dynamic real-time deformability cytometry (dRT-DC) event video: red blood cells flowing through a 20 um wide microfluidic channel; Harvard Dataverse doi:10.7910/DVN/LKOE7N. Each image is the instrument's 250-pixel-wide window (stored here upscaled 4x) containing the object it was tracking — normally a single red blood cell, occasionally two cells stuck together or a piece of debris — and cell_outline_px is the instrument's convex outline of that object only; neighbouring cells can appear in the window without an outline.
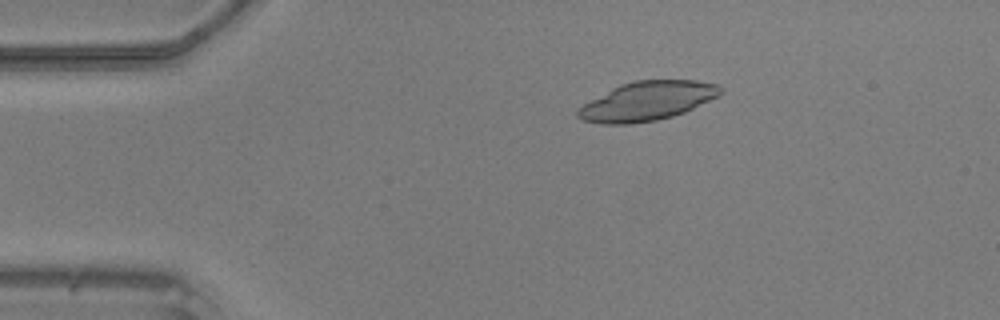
{"species": "common noctule bat (a hibernating species)", "species_latin": "Nyctalus noctula", "temperature_condition": "warm", "stored_images_in_passage": 49, "camera_frame_rate_fps": 3000, "um_per_image_px": 0.085, "animal": {"sex": "male", "body_mass_g": 20.5, "forearm_length_mm": 52.5}, "frame": {"image": 1, "passage_image": 9, "time_ms": 2.667, "image_size_px": [1000, 320], "cell_outline_px": [[724, 92], [720, 96], [684, 112], [672, 116], [656, 120], [628, 124], [600, 124], [580, 120], [576, 116], [576, 108], [612, 88], [620, 84], [636, 80], [696, 80], [716, 84], [724, 88]], "centroid_in_image_um": [55.0, 8.59], "position_along_channel_um": 30.0, "area_um2": 32.66}}
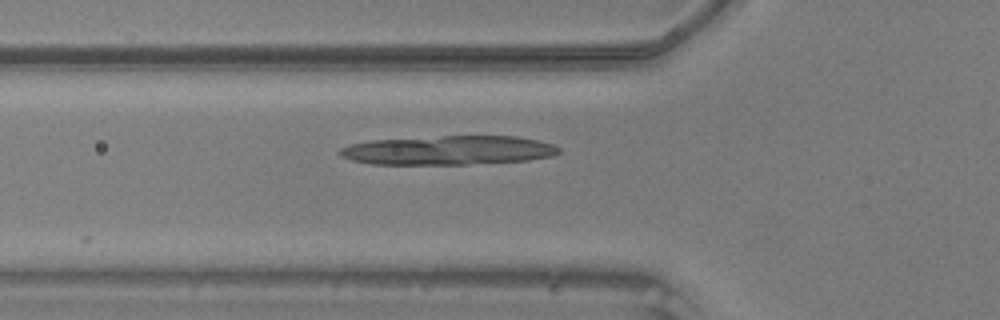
{"frame": {"image": 2, "passage_image": 17, "time_ms": 5.333, "image_size_px": [1000, 320], "cell_outline_px": [[560, 152], [552, 156], [528, 160], [468, 164], [372, 164], [352, 160], [340, 156], [336, 152], [340, 148], [352, 144], [372, 140], [444, 136], [516, 136], [540, 140], [552, 144], [560, 148]], "centroid_in_image_um": [38.12, 12.77], "position_along_channel_um": 87.7, "area_um2": 37.11}}
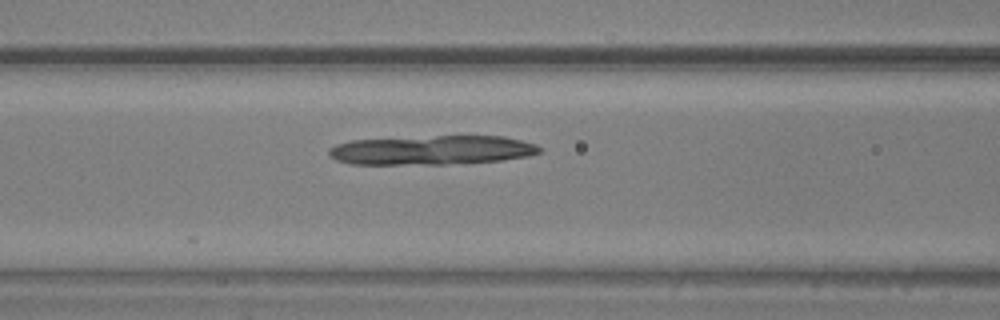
{"frame": {"image": 3, "passage_image": 20, "time_ms": 6.333, "image_size_px": [1000, 320], "cell_outline_px": [[540, 152], [528, 156], [504, 160], [444, 164], [348, 164], [336, 160], [328, 156], [328, 148], [336, 144], [352, 140], [436, 136], [504, 136], [536, 144], [540, 148]], "centroid_in_image_um": [36.67, 12.76], "position_along_channel_um": 129.9, "area_um2": 35.89}}